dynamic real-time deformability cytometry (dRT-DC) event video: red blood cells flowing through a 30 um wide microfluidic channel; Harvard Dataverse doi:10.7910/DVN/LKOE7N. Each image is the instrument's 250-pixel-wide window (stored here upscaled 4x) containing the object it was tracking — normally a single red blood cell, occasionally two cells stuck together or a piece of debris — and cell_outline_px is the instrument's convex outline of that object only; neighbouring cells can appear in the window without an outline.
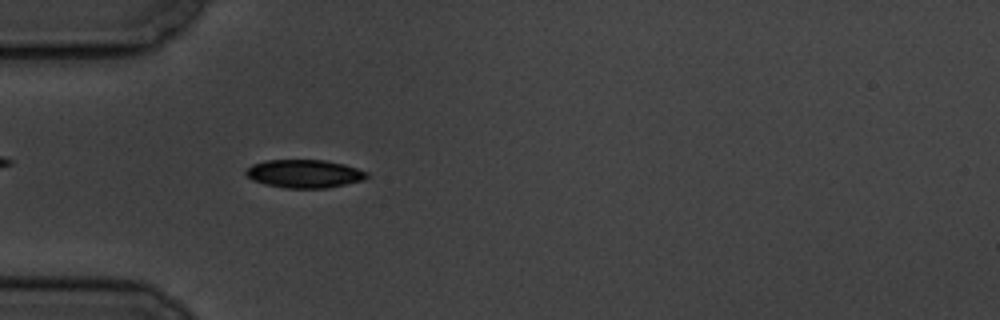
{"species": "common noctule bat (a hibernating species)", "species_latin": "Nyctalus noctula", "temperature_condition": "cold", "stored_images_in_passage": 5, "camera_frame_rate_fps": 3000, "um_per_image_px": 0.085, "animal": {"sex": "male", "body_mass_g": 19.5, "forearm_length_mm": 54.6}, "frame": {"image": 1, "passage_image": 5, "time_ms": 4.667, "image_size_px": [1000, 320], "cell_outline_px": [[368, 176], [360, 180], [344, 184], [324, 188], [284, 188], [264, 184], [252, 180], [244, 172], [252, 164], [268, 160], [324, 160], [344, 164], [368, 172]], "centroid_in_image_um": [25.83, 14.76], "position_along_channel_um": 59.2, "area_um2": 19.65}}